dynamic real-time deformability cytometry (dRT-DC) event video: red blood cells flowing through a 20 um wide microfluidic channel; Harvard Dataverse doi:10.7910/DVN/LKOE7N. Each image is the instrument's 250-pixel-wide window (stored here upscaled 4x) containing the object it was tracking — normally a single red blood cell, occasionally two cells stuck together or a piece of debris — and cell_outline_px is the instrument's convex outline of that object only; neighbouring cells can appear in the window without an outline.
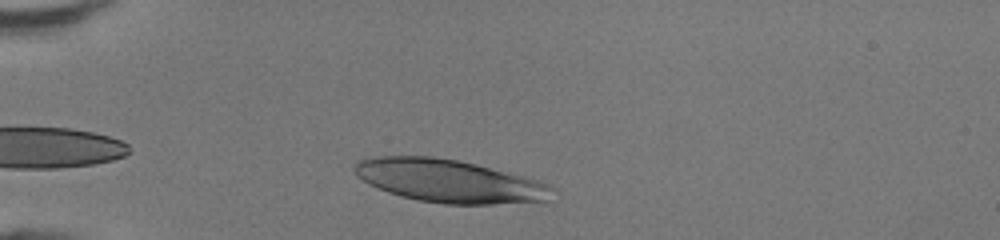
{"species": "human", "species_latin": "Homo sapiens", "temperature_condition": "room temperature", "stored_images_in_passage": 31, "camera_frame_rate_fps": 3000, "um_per_image_px": 0.085, "donor": {"sex": "female"}, "frame": {"image": 1, "passage_image": 4, "time_ms": 1.0, "image_size_px": [1000, 240], "cell_outline_px": [[556, 188], [548, 200], [492, 204], [444, 204], [420, 200], [400, 196], [388, 192], [368, 184], [356, 176], [352, 168], [356, 160], [372, 156], [432, 156], [460, 160], [540, 180]], "centroid_in_image_um": [38.14, 15.37], "position_along_channel_um": 46.9, "area_um2": 49.77}}
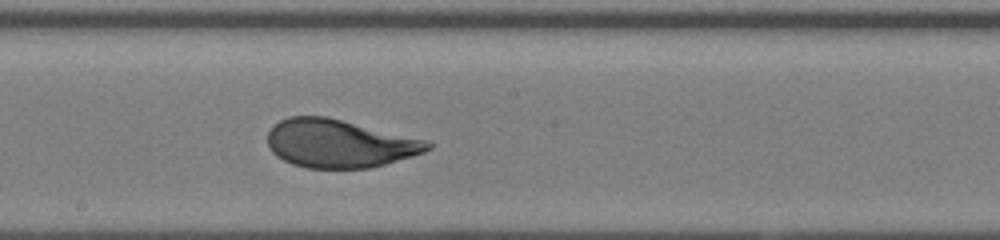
{"frame": {"image": 2, "passage_image": 18, "time_ms": 5.667, "image_size_px": [1000, 240], "cell_outline_px": [[432, 148], [424, 152], [412, 156], [384, 164], [368, 168], [308, 168], [292, 164], [276, 156], [272, 152], [268, 144], [268, 132], [280, 120], [288, 116], [324, 116], [424, 140], [432, 144]], "centroid_in_image_um": [28.8, 12.21], "position_along_channel_um": 219.4, "area_um2": 44.22}}
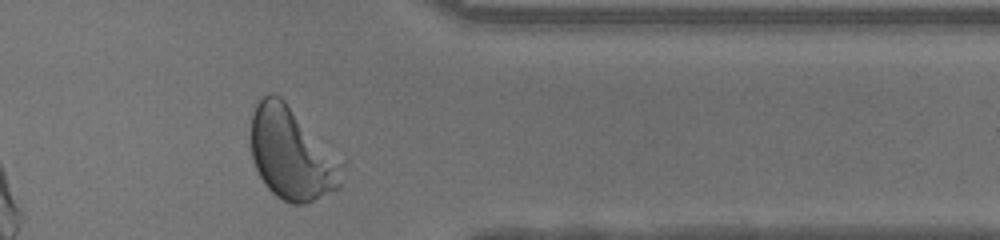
{"frame": {"image": 3, "passage_image": 30, "time_ms": 9.667, "image_size_px": [1000, 240], "cell_outline_px": [[340, 188], [304, 204], [292, 204], [276, 196], [264, 184], [252, 160], [252, 116], [256, 104], [268, 92], [272, 92], [280, 96], [284, 100], [340, 184]], "centroid_in_image_um": [24.46, 13.13], "position_along_channel_um": 386.9, "area_um2": 43.12}, "authors_computed_cell_mechanics": {"area_um2": 45.4886, "velocity_mm_per_s": 4.3511, "shape_relaxation_time_tau1_ms": 3.0726, "shape_relaxation_time_tau2_ms": null, "deformation_change_tau1": 0.1725, "deformation_change_tau2": null}}